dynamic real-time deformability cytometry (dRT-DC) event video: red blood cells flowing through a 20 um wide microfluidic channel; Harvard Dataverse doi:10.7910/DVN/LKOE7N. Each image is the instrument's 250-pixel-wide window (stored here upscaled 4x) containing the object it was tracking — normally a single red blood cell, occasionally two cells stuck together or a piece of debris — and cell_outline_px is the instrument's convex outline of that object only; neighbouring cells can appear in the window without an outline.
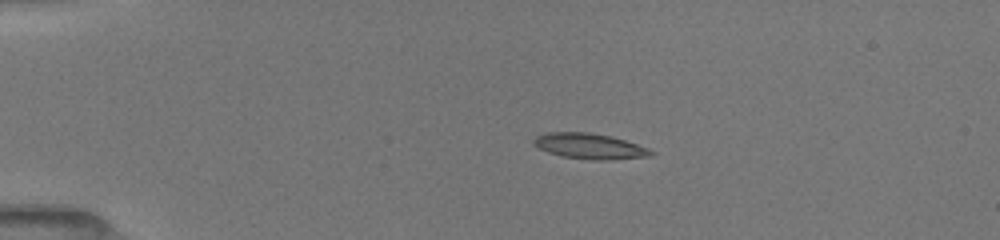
{"species": "common noctule bat (a hibernating species)", "species_latin": "Nyctalus noctula", "temperature_condition": "room temperature", "stored_images_in_passage": 8, "camera_frame_rate_fps": 3000, "um_per_image_px": 0.085, "animal": {"sex": "female", "body_mass_g": 19.5, "forearm_length_mm": 54.1}, "frame": {"image": 1, "passage_image": 4, "time_ms": 2.333, "image_size_px": [1000, 240], "cell_outline_px": [[656, 152], [652, 156], [608, 160], [596, 160], [560, 156], [548, 152], [532, 144], [532, 140], [536, 136], [548, 132], [588, 132], [612, 136], [648, 148]], "centroid_in_image_um": [50.12, 12.42], "position_along_channel_um": 34.9, "area_um2": 17.51}}
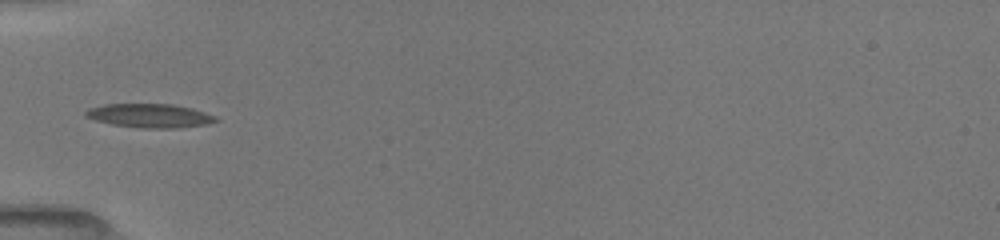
{"frame": {"image": 2, "passage_image": 7, "time_ms": 4.667, "image_size_px": [1000, 240], "cell_outline_px": [[220, 120], [208, 124], [180, 128], [140, 128], [112, 124], [96, 120], [84, 116], [84, 112], [88, 108], [104, 104], [172, 104], [192, 108], [216, 116]], "centroid_in_image_um": [12.75, 9.83], "position_along_channel_um": 72.3, "area_um2": 18.21}}